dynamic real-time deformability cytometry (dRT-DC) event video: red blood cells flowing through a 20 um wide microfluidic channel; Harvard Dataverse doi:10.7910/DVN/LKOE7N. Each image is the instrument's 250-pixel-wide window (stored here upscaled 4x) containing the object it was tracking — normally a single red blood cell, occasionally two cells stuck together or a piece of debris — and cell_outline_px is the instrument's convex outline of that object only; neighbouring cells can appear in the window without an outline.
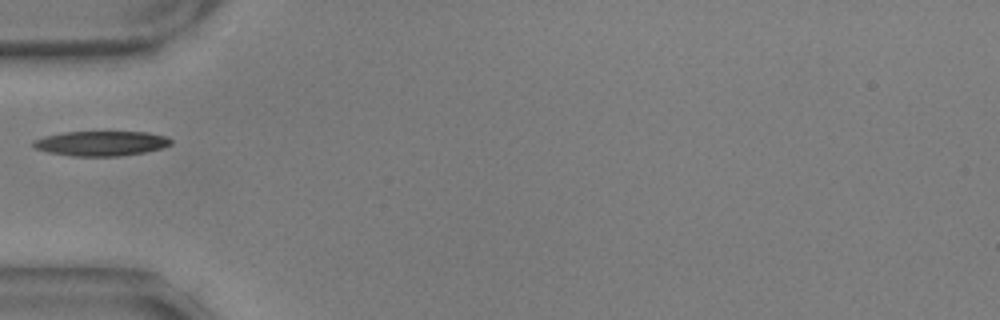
{"species": "common noctule bat (a hibernating species)", "species_latin": "Nyctalus noctula", "temperature_condition": "warm", "stored_images_in_passage": 23, "camera_frame_rate_fps": 3000, "um_per_image_px": 0.085, "animal": {"sex": "male", "body_mass_g": 17.9, "forearm_length_mm": 54.2}, "frame": {"image": 1, "passage_image": 1, "time_ms": 0.0, "image_size_px": [1000, 320], "cell_outline_px": [[172, 144], [160, 148], [144, 152], [120, 156], [72, 156], [48, 152], [32, 148], [32, 140], [44, 136], [64, 132], [148, 132], [168, 136], [172, 140]], "centroid_in_image_um": [8.57, 12.18], "position_along_channel_um": 76.4, "area_um2": 20.06}}